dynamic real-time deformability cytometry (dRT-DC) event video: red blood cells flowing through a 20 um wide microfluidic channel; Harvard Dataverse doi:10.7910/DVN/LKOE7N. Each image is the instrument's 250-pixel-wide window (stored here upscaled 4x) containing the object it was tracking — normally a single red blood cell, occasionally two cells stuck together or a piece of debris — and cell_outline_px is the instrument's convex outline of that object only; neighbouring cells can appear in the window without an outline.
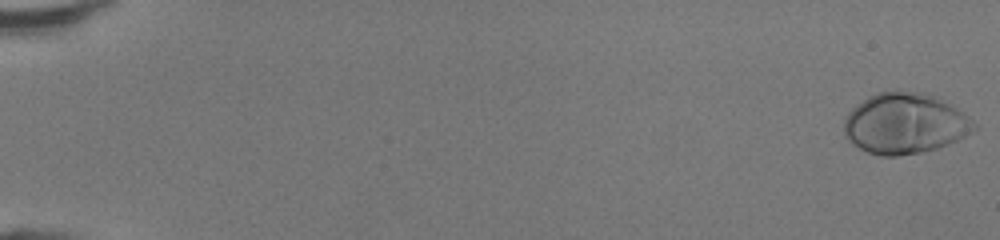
{"species": "human", "species_latin": "Homo sapiens", "temperature_condition": "room temperature", "stored_images_in_passage": 49, "camera_frame_rate_fps": 3000, "um_per_image_px": 0.085, "donor": {"sex": "female"}, "frame": {"image": 1, "passage_image": 1, "time_ms": 0.0, "image_size_px": [1000, 240], "cell_outline_px": [[976, 128], [972, 132], [948, 144], [936, 148], [920, 152], [896, 156], [880, 156], [868, 152], [852, 144], [844, 136], [844, 120], [848, 112], [856, 104], [868, 96], [876, 92], [896, 88], [928, 92], [936, 96], [964, 112], [976, 124]], "centroid_in_image_um": [76.89, 10.45], "position_along_channel_um": 8.1, "area_um2": 46.76}}
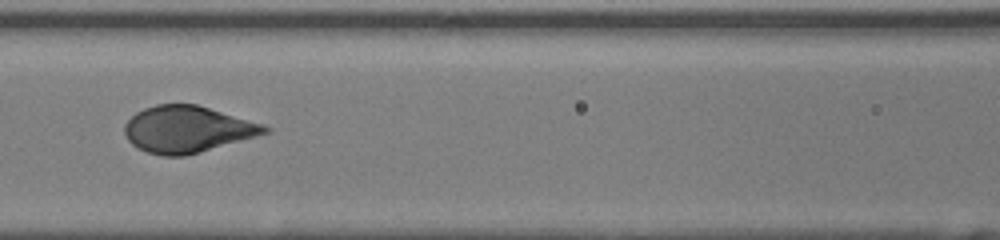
{"frame": {"image": 2, "passage_image": 24, "time_ms": 7.667, "image_size_px": [1000, 240], "cell_outline_px": [[272, 132], [200, 152], [184, 156], [164, 156], [148, 152], [136, 148], [128, 140], [124, 132], [124, 124], [136, 112], [144, 108], [156, 104], [196, 104], [264, 124], [272, 128]], "centroid_in_image_um": [15.94, 10.99], "position_along_channel_um": 150.7, "area_um2": 38.15}}
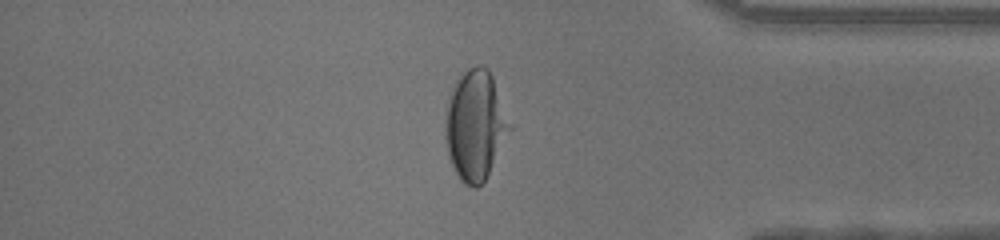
{"frame": {"image": 3, "passage_image": 42, "time_ms": 13.667, "image_size_px": [1000, 240], "cell_outline_px": [[512, 128], [484, 180], [476, 188], [472, 188], [464, 184], [460, 180], [452, 164], [448, 152], [444, 136], [448, 96], [460, 72], [476, 64], [480, 64], [488, 68], [492, 76], [512, 124]], "centroid_in_image_um": [40.39, 10.6], "position_along_channel_um": 394.8, "area_um2": 41.21}}